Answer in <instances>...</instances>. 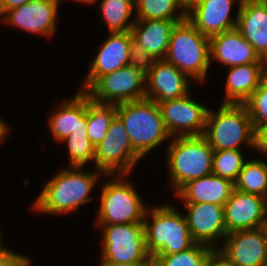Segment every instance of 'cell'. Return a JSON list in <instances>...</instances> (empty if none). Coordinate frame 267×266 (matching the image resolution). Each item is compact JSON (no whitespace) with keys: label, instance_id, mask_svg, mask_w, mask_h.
Returning <instances> with one entry per match:
<instances>
[{"label":"cell","instance_id":"1","mask_svg":"<svg viewBox=\"0 0 267 266\" xmlns=\"http://www.w3.org/2000/svg\"><path fill=\"white\" fill-rule=\"evenodd\" d=\"M83 169L84 167L66 166L58 170L46 181L30 209L39 214L59 216L73 213L82 205L94 200L90 194L100 177H104L105 174L96 168L93 171Z\"/></svg>","mask_w":267,"mask_h":266},{"label":"cell","instance_id":"2","mask_svg":"<svg viewBox=\"0 0 267 266\" xmlns=\"http://www.w3.org/2000/svg\"><path fill=\"white\" fill-rule=\"evenodd\" d=\"M128 174L105 175L95 225L144 223L148 209Z\"/></svg>","mask_w":267,"mask_h":266},{"label":"cell","instance_id":"3","mask_svg":"<svg viewBox=\"0 0 267 266\" xmlns=\"http://www.w3.org/2000/svg\"><path fill=\"white\" fill-rule=\"evenodd\" d=\"M179 211L170 203L148 207L144 226L146 247L151 258L178 253L196 243L190 234L184 212Z\"/></svg>","mask_w":267,"mask_h":266},{"label":"cell","instance_id":"4","mask_svg":"<svg viewBox=\"0 0 267 266\" xmlns=\"http://www.w3.org/2000/svg\"><path fill=\"white\" fill-rule=\"evenodd\" d=\"M165 152L174 194L187 182L212 173L214 150L203 136L173 137Z\"/></svg>","mask_w":267,"mask_h":266},{"label":"cell","instance_id":"5","mask_svg":"<svg viewBox=\"0 0 267 266\" xmlns=\"http://www.w3.org/2000/svg\"><path fill=\"white\" fill-rule=\"evenodd\" d=\"M116 115L122 120L133 149L142 158L171 139L164 126L159 105L153 100L144 98L118 104Z\"/></svg>","mask_w":267,"mask_h":266},{"label":"cell","instance_id":"6","mask_svg":"<svg viewBox=\"0 0 267 266\" xmlns=\"http://www.w3.org/2000/svg\"><path fill=\"white\" fill-rule=\"evenodd\" d=\"M165 60L202 86L211 65L210 38L186 18L175 25Z\"/></svg>","mask_w":267,"mask_h":266},{"label":"cell","instance_id":"7","mask_svg":"<svg viewBox=\"0 0 267 266\" xmlns=\"http://www.w3.org/2000/svg\"><path fill=\"white\" fill-rule=\"evenodd\" d=\"M213 150L253 149L255 128L243 104H220L218 110L209 108L202 135Z\"/></svg>","mask_w":267,"mask_h":266},{"label":"cell","instance_id":"8","mask_svg":"<svg viewBox=\"0 0 267 266\" xmlns=\"http://www.w3.org/2000/svg\"><path fill=\"white\" fill-rule=\"evenodd\" d=\"M101 229V263L146 264L152 258L146 247L144 223L95 225Z\"/></svg>","mask_w":267,"mask_h":266},{"label":"cell","instance_id":"9","mask_svg":"<svg viewBox=\"0 0 267 266\" xmlns=\"http://www.w3.org/2000/svg\"><path fill=\"white\" fill-rule=\"evenodd\" d=\"M146 83L147 74L128 64L99 76L84 92L95 102L118 105L144 99Z\"/></svg>","mask_w":267,"mask_h":266},{"label":"cell","instance_id":"10","mask_svg":"<svg viewBox=\"0 0 267 266\" xmlns=\"http://www.w3.org/2000/svg\"><path fill=\"white\" fill-rule=\"evenodd\" d=\"M142 157L133 149L131 140L122 120L115 115L106 136L95 147L94 168L105 175L128 174L133 172Z\"/></svg>","mask_w":267,"mask_h":266},{"label":"cell","instance_id":"11","mask_svg":"<svg viewBox=\"0 0 267 266\" xmlns=\"http://www.w3.org/2000/svg\"><path fill=\"white\" fill-rule=\"evenodd\" d=\"M60 2L61 0H33L6 11L0 17V22L49 40L58 30L56 21L59 20Z\"/></svg>","mask_w":267,"mask_h":266},{"label":"cell","instance_id":"12","mask_svg":"<svg viewBox=\"0 0 267 266\" xmlns=\"http://www.w3.org/2000/svg\"><path fill=\"white\" fill-rule=\"evenodd\" d=\"M157 104L166 131L171 138L203 135L209 106L195 101L191 93Z\"/></svg>","mask_w":267,"mask_h":266},{"label":"cell","instance_id":"13","mask_svg":"<svg viewBox=\"0 0 267 266\" xmlns=\"http://www.w3.org/2000/svg\"><path fill=\"white\" fill-rule=\"evenodd\" d=\"M218 249L234 266H267V229L230 232Z\"/></svg>","mask_w":267,"mask_h":266},{"label":"cell","instance_id":"14","mask_svg":"<svg viewBox=\"0 0 267 266\" xmlns=\"http://www.w3.org/2000/svg\"><path fill=\"white\" fill-rule=\"evenodd\" d=\"M190 234L196 243L219 248L226 237L224 207L212 203L183 204ZM221 242V243H220Z\"/></svg>","mask_w":267,"mask_h":266},{"label":"cell","instance_id":"15","mask_svg":"<svg viewBox=\"0 0 267 266\" xmlns=\"http://www.w3.org/2000/svg\"><path fill=\"white\" fill-rule=\"evenodd\" d=\"M227 233L265 227L267 223V199L233 189L223 205Z\"/></svg>","mask_w":267,"mask_h":266},{"label":"cell","instance_id":"16","mask_svg":"<svg viewBox=\"0 0 267 266\" xmlns=\"http://www.w3.org/2000/svg\"><path fill=\"white\" fill-rule=\"evenodd\" d=\"M192 80L165 59L156 60L147 74L145 98L165 103L189 94Z\"/></svg>","mask_w":267,"mask_h":266},{"label":"cell","instance_id":"17","mask_svg":"<svg viewBox=\"0 0 267 266\" xmlns=\"http://www.w3.org/2000/svg\"><path fill=\"white\" fill-rule=\"evenodd\" d=\"M101 43L95 58L90 61L88 74L81 83L80 91H85L99 76L112 73L129 64L131 32L109 33Z\"/></svg>","mask_w":267,"mask_h":266},{"label":"cell","instance_id":"18","mask_svg":"<svg viewBox=\"0 0 267 266\" xmlns=\"http://www.w3.org/2000/svg\"><path fill=\"white\" fill-rule=\"evenodd\" d=\"M235 3L240 7V0H201L187 19L204 36L211 38L236 28L239 10L235 18L230 16Z\"/></svg>","mask_w":267,"mask_h":266},{"label":"cell","instance_id":"19","mask_svg":"<svg viewBox=\"0 0 267 266\" xmlns=\"http://www.w3.org/2000/svg\"><path fill=\"white\" fill-rule=\"evenodd\" d=\"M67 99L58 102L48 118L50 133L57 143L72 132H87V94L79 90Z\"/></svg>","mask_w":267,"mask_h":266},{"label":"cell","instance_id":"20","mask_svg":"<svg viewBox=\"0 0 267 266\" xmlns=\"http://www.w3.org/2000/svg\"><path fill=\"white\" fill-rule=\"evenodd\" d=\"M233 67L248 63H267L235 28L210 38V64Z\"/></svg>","mask_w":267,"mask_h":266},{"label":"cell","instance_id":"21","mask_svg":"<svg viewBox=\"0 0 267 266\" xmlns=\"http://www.w3.org/2000/svg\"><path fill=\"white\" fill-rule=\"evenodd\" d=\"M234 189V183L213 173L191 180L183 185L174 197L184 204L212 203L223 206Z\"/></svg>","mask_w":267,"mask_h":266},{"label":"cell","instance_id":"22","mask_svg":"<svg viewBox=\"0 0 267 266\" xmlns=\"http://www.w3.org/2000/svg\"><path fill=\"white\" fill-rule=\"evenodd\" d=\"M237 9L236 29L267 62V2H247Z\"/></svg>","mask_w":267,"mask_h":266},{"label":"cell","instance_id":"23","mask_svg":"<svg viewBox=\"0 0 267 266\" xmlns=\"http://www.w3.org/2000/svg\"><path fill=\"white\" fill-rule=\"evenodd\" d=\"M267 63H248L229 67L225 96L221 104H243L266 79Z\"/></svg>","mask_w":267,"mask_h":266},{"label":"cell","instance_id":"24","mask_svg":"<svg viewBox=\"0 0 267 266\" xmlns=\"http://www.w3.org/2000/svg\"><path fill=\"white\" fill-rule=\"evenodd\" d=\"M180 21L136 20L131 33L140 46L156 60L165 59L175 25Z\"/></svg>","mask_w":267,"mask_h":266},{"label":"cell","instance_id":"25","mask_svg":"<svg viewBox=\"0 0 267 266\" xmlns=\"http://www.w3.org/2000/svg\"><path fill=\"white\" fill-rule=\"evenodd\" d=\"M96 1L109 33L131 32L136 21L135 17L130 19L135 15V0H91L89 4L95 5Z\"/></svg>","mask_w":267,"mask_h":266},{"label":"cell","instance_id":"26","mask_svg":"<svg viewBox=\"0 0 267 266\" xmlns=\"http://www.w3.org/2000/svg\"><path fill=\"white\" fill-rule=\"evenodd\" d=\"M266 159L248 160L240 171L234 188L245 193L255 194L267 199V163Z\"/></svg>","mask_w":267,"mask_h":266},{"label":"cell","instance_id":"27","mask_svg":"<svg viewBox=\"0 0 267 266\" xmlns=\"http://www.w3.org/2000/svg\"><path fill=\"white\" fill-rule=\"evenodd\" d=\"M115 115L116 105L95 102L87 95V137L94 147L106 136Z\"/></svg>","mask_w":267,"mask_h":266},{"label":"cell","instance_id":"28","mask_svg":"<svg viewBox=\"0 0 267 266\" xmlns=\"http://www.w3.org/2000/svg\"><path fill=\"white\" fill-rule=\"evenodd\" d=\"M186 18L176 0H135L136 20L182 21Z\"/></svg>","mask_w":267,"mask_h":266},{"label":"cell","instance_id":"29","mask_svg":"<svg viewBox=\"0 0 267 266\" xmlns=\"http://www.w3.org/2000/svg\"><path fill=\"white\" fill-rule=\"evenodd\" d=\"M247 161L242 150H214L212 173L235 183Z\"/></svg>","mask_w":267,"mask_h":266},{"label":"cell","instance_id":"30","mask_svg":"<svg viewBox=\"0 0 267 266\" xmlns=\"http://www.w3.org/2000/svg\"><path fill=\"white\" fill-rule=\"evenodd\" d=\"M60 143L67 145L69 167H87L90 161L94 165L95 147L89 141L87 132H72Z\"/></svg>","mask_w":267,"mask_h":266},{"label":"cell","instance_id":"31","mask_svg":"<svg viewBox=\"0 0 267 266\" xmlns=\"http://www.w3.org/2000/svg\"><path fill=\"white\" fill-rule=\"evenodd\" d=\"M212 249L210 246L195 243L184 251L168 255H156L152 259L159 266H204L207 256Z\"/></svg>","mask_w":267,"mask_h":266},{"label":"cell","instance_id":"32","mask_svg":"<svg viewBox=\"0 0 267 266\" xmlns=\"http://www.w3.org/2000/svg\"><path fill=\"white\" fill-rule=\"evenodd\" d=\"M254 128L267 125V78L243 103Z\"/></svg>","mask_w":267,"mask_h":266},{"label":"cell","instance_id":"33","mask_svg":"<svg viewBox=\"0 0 267 266\" xmlns=\"http://www.w3.org/2000/svg\"><path fill=\"white\" fill-rule=\"evenodd\" d=\"M156 59L144 50L140 44L132 37L130 41L129 65L138 67L148 74Z\"/></svg>","mask_w":267,"mask_h":266},{"label":"cell","instance_id":"34","mask_svg":"<svg viewBox=\"0 0 267 266\" xmlns=\"http://www.w3.org/2000/svg\"><path fill=\"white\" fill-rule=\"evenodd\" d=\"M31 261L27 255L10 250L3 243L0 245V266H31Z\"/></svg>","mask_w":267,"mask_h":266},{"label":"cell","instance_id":"35","mask_svg":"<svg viewBox=\"0 0 267 266\" xmlns=\"http://www.w3.org/2000/svg\"><path fill=\"white\" fill-rule=\"evenodd\" d=\"M256 153L262 154L263 158L267 157V125L255 128V145Z\"/></svg>","mask_w":267,"mask_h":266},{"label":"cell","instance_id":"36","mask_svg":"<svg viewBox=\"0 0 267 266\" xmlns=\"http://www.w3.org/2000/svg\"><path fill=\"white\" fill-rule=\"evenodd\" d=\"M204 266H234V265L218 248H213L209 252Z\"/></svg>","mask_w":267,"mask_h":266},{"label":"cell","instance_id":"37","mask_svg":"<svg viewBox=\"0 0 267 266\" xmlns=\"http://www.w3.org/2000/svg\"><path fill=\"white\" fill-rule=\"evenodd\" d=\"M33 0H0V17L8 10L22 6Z\"/></svg>","mask_w":267,"mask_h":266},{"label":"cell","instance_id":"38","mask_svg":"<svg viewBox=\"0 0 267 266\" xmlns=\"http://www.w3.org/2000/svg\"><path fill=\"white\" fill-rule=\"evenodd\" d=\"M181 10L188 15L201 0H176Z\"/></svg>","mask_w":267,"mask_h":266},{"label":"cell","instance_id":"39","mask_svg":"<svg viewBox=\"0 0 267 266\" xmlns=\"http://www.w3.org/2000/svg\"><path fill=\"white\" fill-rule=\"evenodd\" d=\"M6 122L7 121L5 119L0 117V146L4 143V141H6L5 139L8 137V134H10L8 132H10L9 130L11 127Z\"/></svg>","mask_w":267,"mask_h":266},{"label":"cell","instance_id":"40","mask_svg":"<svg viewBox=\"0 0 267 266\" xmlns=\"http://www.w3.org/2000/svg\"><path fill=\"white\" fill-rule=\"evenodd\" d=\"M99 266H144L145 264H114V263H101L99 262Z\"/></svg>","mask_w":267,"mask_h":266},{"label":"cell","instance_id":"41","mask_svg":"<svg viewBox=\"0 0 267 266\" xmlns=\"http://www.w3.org/2000/svg\"><path fill=\"white\" fill-rule=\"evenodd\" d=\"M68 1V0H67ZM69 1H72V2H80V4H86V5H89V3L91 2V0H69Z\"/></svg>","mask_w":267,"mask_h":266},{"label":"cell","instance_id":"42","mask_svg":"<svg viewBox=\"0 0 267 266\" xmlns=\"http://www.w3.org/2000/svg\"><path fill=\"white\" fill-rule=\"evenodd\" d=\"M144 266H159V265L157 264V262L155 260L151 259Z\"/></svg>","mask_w":267,"mask_h":266},{"label":"cell","instance_id":"43","mask_svg":"<svg viewBox=\"0 0 267 266\" xmlns=\"http://www.w3.org/2000/svg\"><path fill=\"white\" fill-rule=\"evenodd\" d=\"M241 4L247 2H267V0H240Z\"/></svg>","mask_w":267,"mask_h":266},{"label":"cell","instance_id":"44","mask_svg":"<svg viewBox=\"0 0 267 266\" xmlns=\"http://www.w3.org/2000/svg\"><path fill=\"white\" fill-rule=\"evenodd\" d=\"M0 229H2V228L0 227ZM2 235H4V234H3L2 230H0V245L3 243V241H2L3 236Z\"/></svg>","mask_w":267,"mask_h":266}]
</instances>
